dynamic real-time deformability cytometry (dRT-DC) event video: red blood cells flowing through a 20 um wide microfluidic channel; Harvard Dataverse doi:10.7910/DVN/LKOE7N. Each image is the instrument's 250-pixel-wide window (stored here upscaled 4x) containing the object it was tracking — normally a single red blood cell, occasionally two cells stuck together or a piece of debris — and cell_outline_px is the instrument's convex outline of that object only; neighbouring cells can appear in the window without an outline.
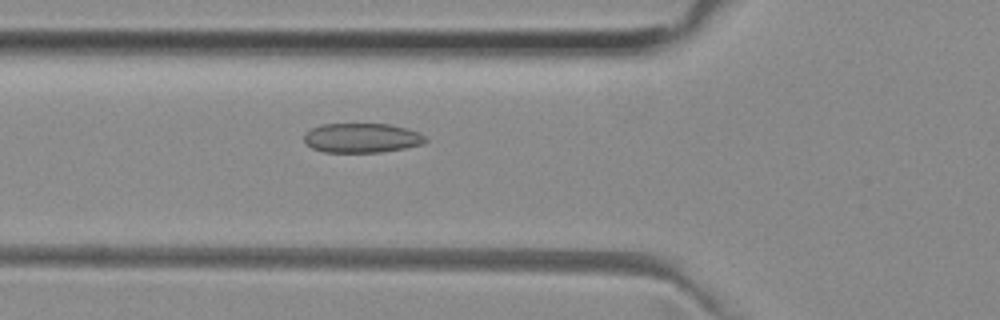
{"species": "common noctule bat (a hibernating species)", "species_latin": "Nyctalus noctula", "temperature_condition": "room temperature", "stored_images_in_passage": 34, "camera_frame_rate_fps": 3000, "um_per_image_px": 0.085, "animal": {"sex": "female", "body_mass_g": 29.2, "forearm_length_mm": 56.3}, "frame": {"image": 1, "passage_image": 5, "time_ms": 1.333, "image_size_px": [1000, 320], "cell_outline_px": [[428, 140], [424, 144], [404, 148], [380, 152], [324, 152], [312, 148], [304, 140], [304, 132], [320, 124], [388, 124], [420, 132]], "centroid_in_image_um": [30.75, 11.72], "position_along_channel_um": 95.1, "area_um2": 20.87}}
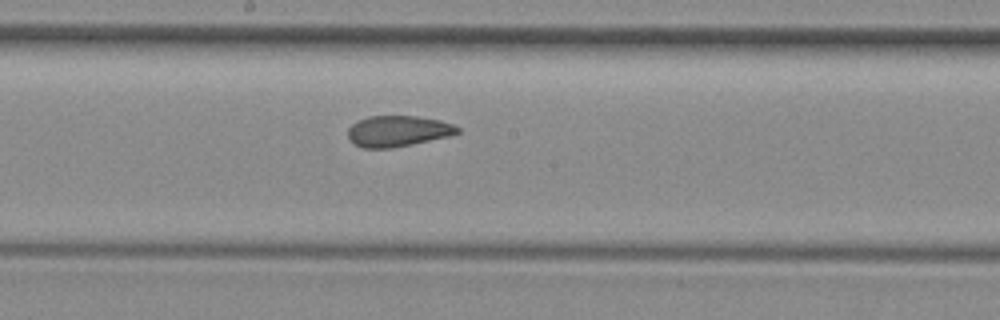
{"frame": {"image": 2, "passage_image": 14, "time_ms": 4.333, "image_size_px": [1000, 320], "cell_outline_px": [[460, 132], [448, 136], [392, 148], [364, 148], [352, 144], [348, 140], [348, 128], [352, 124], [368, 116], [416, 116], [440, 120], [452, 124], [460, 128]], "centroid_in_image_um": [33.78, 11.15], "position_along_channel_um": 214.4, "area_um2": 19.71}}
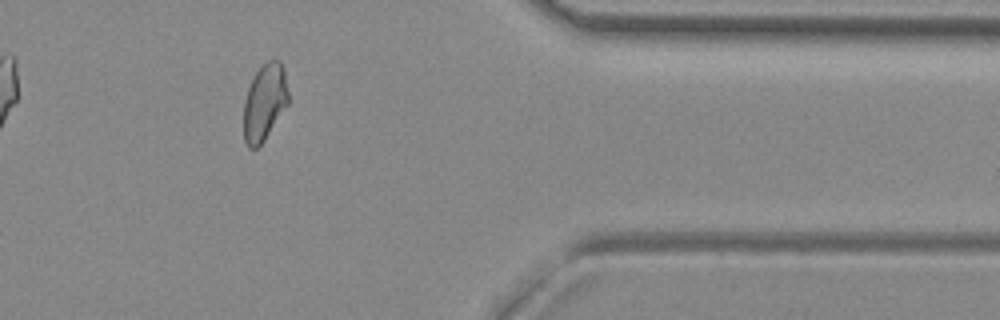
{"frame": {"image": 3, "passage_image": 29, "time_ms": 9.333, "image_size_px": [1000, 320], "cell_outline_px": [[288, 104], [264, 140], [256, 148], [248, 148], [244, 140], [244, 100], [248, 88], [260, 64], [268, 60], [280, 60], [284, 68], [288, 92]], "centroid_in_image_um": [22.49, 8.66], "position_along_channel_um": 388.9, "area_um2": 19.94}, "authors_computed_cell_mechanics": {"area_um2": 20.4901, "velocity_mm_per_s": 3.9776, "shape_relaxation_time_tau1_ms": null, "shape_relaxation_time_tau2_ms": 1.9914, "deformation_change_tau1": null, "deformation_change_tau2": 0.0703}}